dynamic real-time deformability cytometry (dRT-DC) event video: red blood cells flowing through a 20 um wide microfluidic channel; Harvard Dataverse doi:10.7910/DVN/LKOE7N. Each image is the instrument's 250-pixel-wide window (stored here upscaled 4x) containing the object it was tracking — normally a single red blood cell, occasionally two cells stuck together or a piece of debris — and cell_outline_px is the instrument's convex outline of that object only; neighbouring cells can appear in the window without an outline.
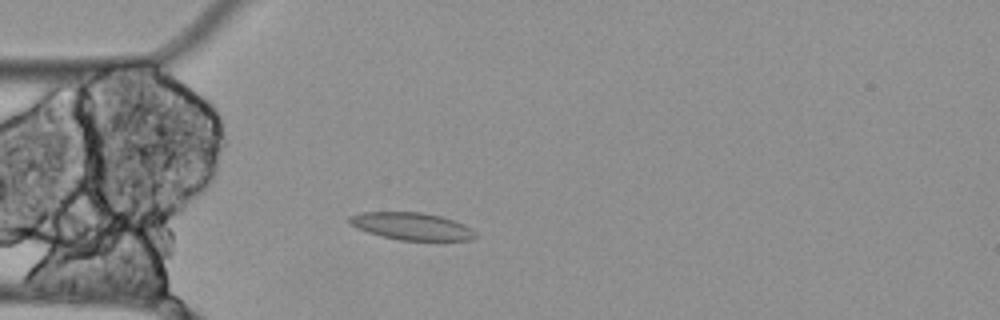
{"species": "Egyptian fruit bat (a non-hibernating species)", "species_latin": "Rousettus aegyptiacus", "temperature_condition": "cold", "stored_images_in_passage": 4, "camera_frame_rate_fps": 3000, "um_per_image_px": 0.085, "animal": {"sex": "female"}, "frame": {"image": 1, "passage_image": 3, "time_ms": 0.667, "image_size_px": [1000, 320], "cell_outline_px": [[476, 236], [472, 240], [400, 240], [380, 236], [356, 228], [348, 220], [348, 216], [364, 212], [420, 212], [440, 216], [464, 224], [472, 228], [476, 232]], "centroid_in_image_um": [35.0, 19.23], "position_along_channel_um": 50.0, "area_um2": 20.0}}